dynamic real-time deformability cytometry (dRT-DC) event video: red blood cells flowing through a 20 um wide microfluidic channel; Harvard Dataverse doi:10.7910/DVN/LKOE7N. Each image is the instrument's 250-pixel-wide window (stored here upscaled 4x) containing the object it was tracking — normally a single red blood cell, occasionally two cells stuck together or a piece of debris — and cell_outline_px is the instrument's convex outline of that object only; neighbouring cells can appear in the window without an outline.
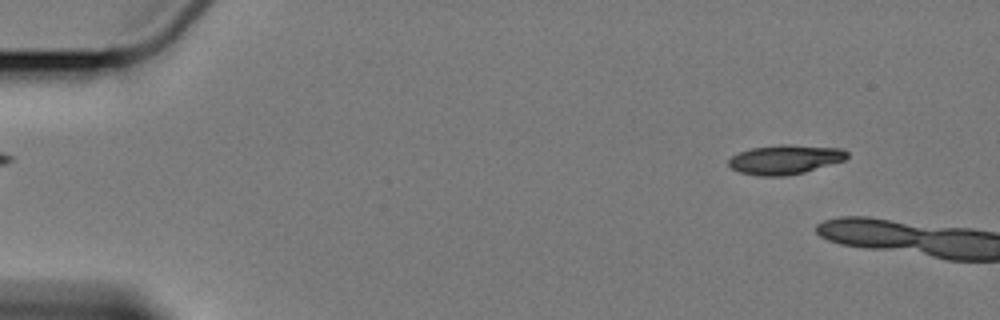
{"species": "Egyptian fruit bat (a non-hibernating species)", "species_latin": "Rousettus aegyptiacus", "temperature_condition": "cold", "stored_images_in_passage": 9, "camera_frame_rate_fps": 3000, "um_per_image_px": 0.085, "animal": {"sex": "female"}, "frame": {"image": 1, "passage_image": 2, "time_ms": 1.333, "image_size_px": [1000, 320], "cell_outline_px": [[848, 156], [844, 160], [804, 172], [784, 176], [756, 176], [740, 172], [732, 168], [728, 164], [728, 160], [732, 156], [740, 152], [752, 148], [780, 144], [788, 144], [844, 148], [848, 152]], "centroid_in_image_um": [66.74, 13.55], "position_along_channel_um": 18.3, "area_um2": 20.29}}